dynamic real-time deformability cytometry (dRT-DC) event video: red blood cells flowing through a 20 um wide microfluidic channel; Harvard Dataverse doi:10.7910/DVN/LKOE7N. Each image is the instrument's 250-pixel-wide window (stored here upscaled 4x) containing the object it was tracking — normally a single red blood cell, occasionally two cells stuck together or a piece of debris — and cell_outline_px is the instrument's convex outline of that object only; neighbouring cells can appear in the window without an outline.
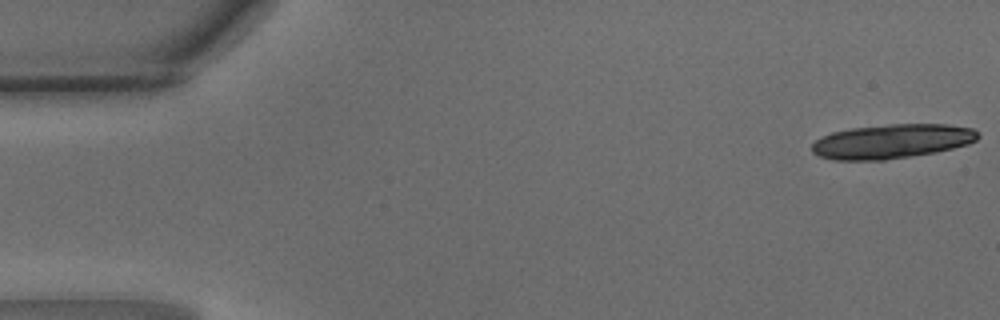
{"species": "common noctule bat (a hibernating species)", "species_latin": "Nyctalus noctula", "temperature_condition": "warm", "stored_images_in_passage": 6, "camera_frame_rate_fps": 3000, "um_per_image_px": 0.085, "animal": {"sex": "male", "body_mass_g": 15.6}, "frame": {"image": 1, "passage_image": 1, "time_ms": 0.0, "image_size_px": [1000, 320], "cell_outline_px": [[980, 136], [976, 140], [968, 144], [936, 152], [884, 160], [832, 160], [820, 156], [812, 152], [812, 144], [816, 140], [832, 132], [852, 128], [892, 124], [948, 124], [972, 128]], "centroid_in_image_um": [75.81, 12.01], "position_along_channel_um": 9.2, "area_um2": 33.06}}